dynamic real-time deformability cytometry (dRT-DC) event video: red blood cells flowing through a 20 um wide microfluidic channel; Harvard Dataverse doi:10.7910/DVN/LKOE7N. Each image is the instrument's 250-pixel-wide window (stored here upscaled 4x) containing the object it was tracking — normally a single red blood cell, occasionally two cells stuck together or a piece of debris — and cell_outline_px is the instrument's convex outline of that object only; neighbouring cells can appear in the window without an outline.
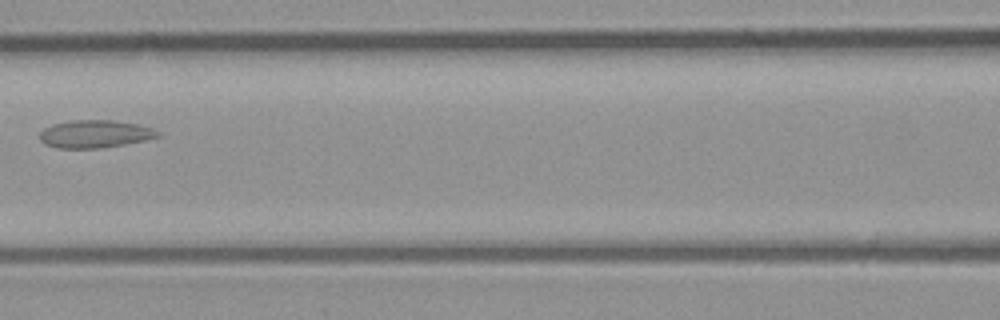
{"species": "common noctule bat (a hibernating species)", "species_latin": "Nyctalus noctula", "temperature_condition": "room temperature", "stored_images_in_passage": 4, "camera_frame_rate_fps": 3000, "um_per_image_px": 0.085, "animal": {"sex": "male", "body_mass_g": 23.1, "forearm_length_mm": 52.7}, "frame": {"image": 1, "passage_image": 4, "time_ms": 1.0, "image_size_px": [1000, 320], "cell_outline_px": [[160, 136], [144, 140], [124, 144], [100, 148], [56, 148], [44, 144], [40, 140], [40, 132], [44, 128], [52, 124], [72, 120], [116, 120], [140, 124], [152, 128], [160, 132]], "centroid_in_image_um": [8.06, 11.38], "position_along_channel_um": 158.5, "area_um2": 19.19}}